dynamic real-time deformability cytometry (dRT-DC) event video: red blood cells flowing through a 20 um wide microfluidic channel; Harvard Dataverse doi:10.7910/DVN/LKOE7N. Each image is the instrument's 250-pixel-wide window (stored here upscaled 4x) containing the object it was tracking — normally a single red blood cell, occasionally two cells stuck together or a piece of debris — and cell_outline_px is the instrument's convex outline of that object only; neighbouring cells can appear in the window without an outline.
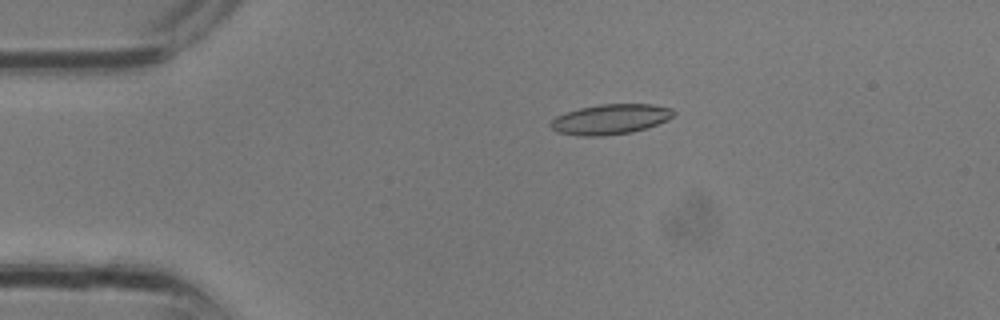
{"species": "common noctule bat (a hibernating species)", "species_latin": "Nyctalus noctula", "temperature_condition": "room temperature", "stored_images_in_passage": 10, "camera_frame_rate_fps": 3000, "um_per_image_px": 0.085, "animal": {"sex": "male", "body_mass_g": 13.3}, "frame": {"image": 1, "passage_image": 7, "time_ms": 2.0, "image_size_px": [1000, 320], "cell_outline_px": [[676, 112], [668, 120], [632, 132], [604, 136], [580, 136], [556, 132], [548, 124], [556, 116], [580, 108], [600, 104], [652, 104], [672, 108]], "centroid_in_image_um": [51.88, 10.14], "position_along_channel_um": 33.1, "area_um2": 21.56}}